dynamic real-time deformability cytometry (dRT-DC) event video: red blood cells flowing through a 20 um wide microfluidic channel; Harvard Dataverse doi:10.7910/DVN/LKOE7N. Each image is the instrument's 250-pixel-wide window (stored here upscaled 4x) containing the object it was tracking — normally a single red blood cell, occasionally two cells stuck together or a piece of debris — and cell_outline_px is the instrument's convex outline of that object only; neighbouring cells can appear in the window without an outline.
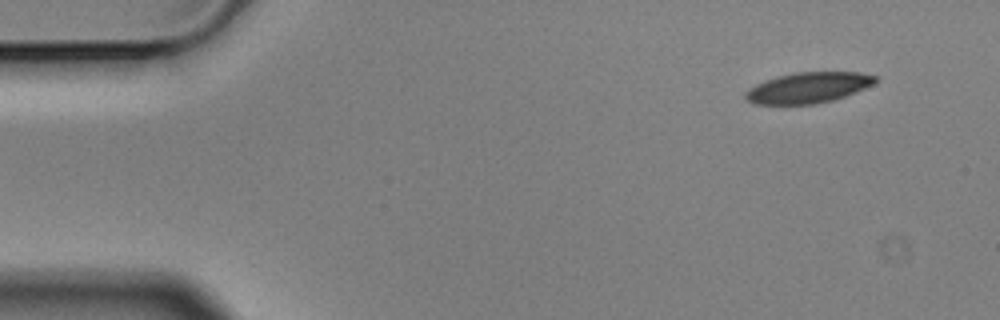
{"species": "Egyptian fruit bat (a non-hibernating species)", "species_latin": "Rousettus aegyptiacus", "temperature_condition": "cold", "stored_images_in_passage": 4, "camera_frame_rate_fps": 3000, "um_per_image_px": 0.085, "animal": {"sex": "male"}, "frame": {"image": 1, "passage_image": 1, "time_ms": 0.0, "image_size_px": [1000, 320], "cell_outline_px": [[876, 80], [872, 84], [864, 88], [844, 96], [832, 100], [816, 104], [752, 104], [744, 96], [744, 92], [748, 88], [764, 80], [776, 76], [796, 72], [860, 72], [876, 76]], "centroid_in_image_um": [68.63, 7.45], "position_along_channel_um": 16.4, "area_um2": 23.18}}
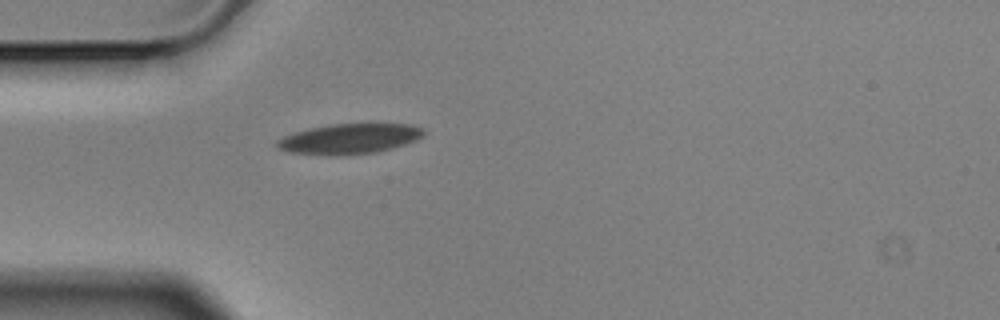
{"frame": {"image": 2, "passage_image": 4, "time_ms": 1.0, "image_size_px": [1000, 320], "cell_outline_px": [[424, 136], [416, 140], [392, 148], [376, 152], [340, 156], [324, 156], [288, 152], [276, 148], [276, 140], [284, 136], [308, 128], [332, 124], [368, 120], [372, 120], [412, 124], [424, 128]], "centroid_in_image_um": [29.76, 11.75], "position_along_channel_um": 55.2, "area_um2": 27.34}}